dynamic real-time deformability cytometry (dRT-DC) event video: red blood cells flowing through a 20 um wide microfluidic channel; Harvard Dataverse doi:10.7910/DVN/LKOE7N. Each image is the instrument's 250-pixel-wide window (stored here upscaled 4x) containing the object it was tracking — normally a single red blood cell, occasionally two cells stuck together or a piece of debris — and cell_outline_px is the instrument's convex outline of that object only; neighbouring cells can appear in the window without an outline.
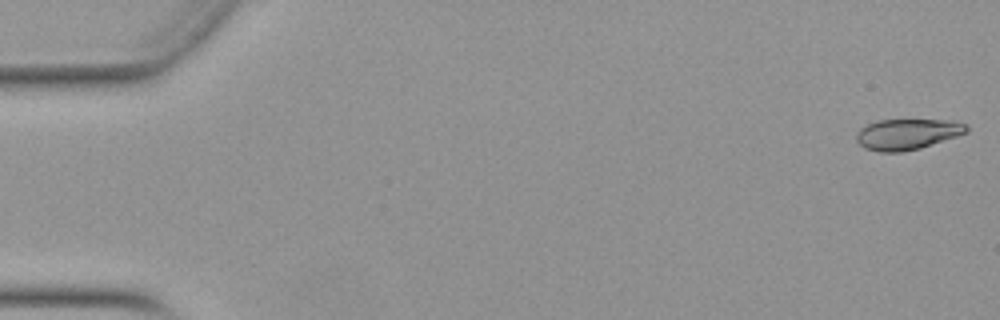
{"species": "Egyptian fruit bat (a non-hibernating species)", "species_latin": "Rousettus aegyptiacus", "temperature_condition": "warm", "stored_images_in_passage": 52, "camera_frame_rate_fps": 3000, "um_per_image_px": 0.085, "animal": {"sex": "female"}, "frame": {"image": 1, "passage_image": 1, "time_ms": 0.0, "image_size_px": [1000, 320], "cell_outline_px": [[968, 132], [920, 148], [904, 152], [880, 152], [864, 148], [856, 140], [856, 132], [860, 128], [868, 124], [880, 120], [944, 120], [964, 124], [968, 128]], "centroid_in_image_um": [77.06, 11.41], "position_along_channel_um": 7.9, "area_um2": 19.54}}
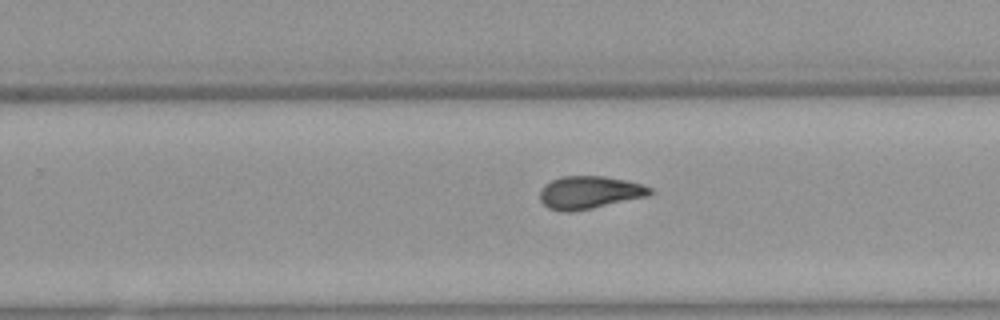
{"frame": {"image": 2, "passage_image": 33, "time_ms": 10.667, "image_size_px": [1000, 320], "cell_outline_px": [[656, 192], [648, 196], [592, 208], [572, 212], [560, 212], [548, 208], [540, 200], [540, 188], [544, 184], [560, 176], [604, 176], [624, 180], [640, 184], [652, 188]], "centroid_in_image_um": [50.08, 16.36], "position_along_channel_um": 279.7, "area_um2": 21.15}}
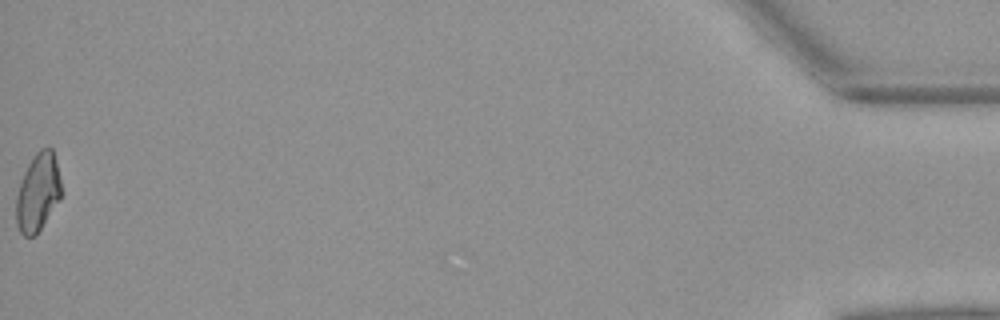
{"frame": {"image": 3, "passage_image": 52, "time_ms": 17.0, "image_size_px": [1000, 320], "cell_outline_px": [[64, 192], [60, 200], [36, 236], [24, 236], [20, 232], [16, 224], [16, 196], [24, 172], [28, 164], [36, 152], [40, 148], [48, 144], [52, 148]], "centroid_in_image_um": [3.25, 16.34], "position_along_channel_um": 432.0, "area_um2": 20.92}, "authors_computed_cell_mechanics": {"area_um2": 20.8369, "velocity_mm_per_s": 3.9741, "shape_relaxation_time_tau1_ms": null, "shape_relaxation_time_tau2_ms": 1.8202, "deformation_change_tau1": null, "deformation_change_tau2": 0.0745}}